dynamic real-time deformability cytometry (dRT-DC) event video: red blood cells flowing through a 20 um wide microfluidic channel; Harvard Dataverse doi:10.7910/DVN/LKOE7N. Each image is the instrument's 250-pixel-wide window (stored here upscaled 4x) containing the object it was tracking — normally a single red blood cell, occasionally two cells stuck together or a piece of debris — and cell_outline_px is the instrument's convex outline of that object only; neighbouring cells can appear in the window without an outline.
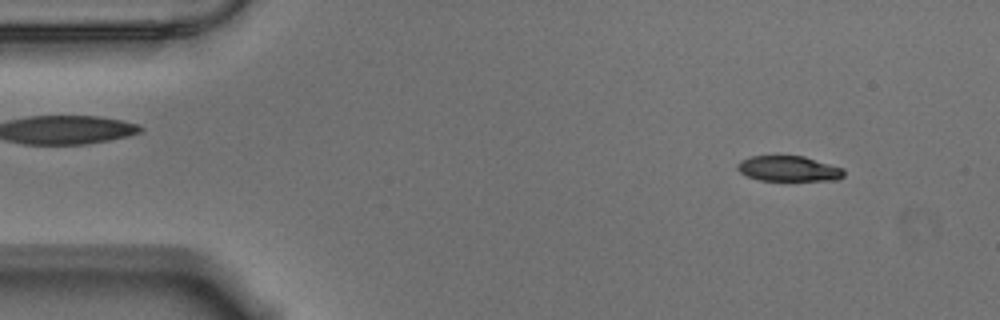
{"species": "Egyptian fruit bat (a non-hibernating species)", "species_latin": "Rousettus aegyptiacus", "temperature_condition": "warm", "stored_images_in_passage": 52, "camera_frame_rate_fps": 3000, "um_per_image_px": 0.085, "animal": {"sex": "male"}, "frame": {"image": 1, "passage_image": 1, "time_ms": 0.0, "image_size_px": [1000, 320], "cell_outline_px": [[844, 176], [836, 180], [760, 180], [748, 176], [740, 172], [736, 168], [736, 164], [740, 160], [752, 156], [804, 156], [844, 168]], "centroid_in_image_um": [67.03, 14.33], "position_along_channel_um": 18.0, "area_um2": 15.72}}
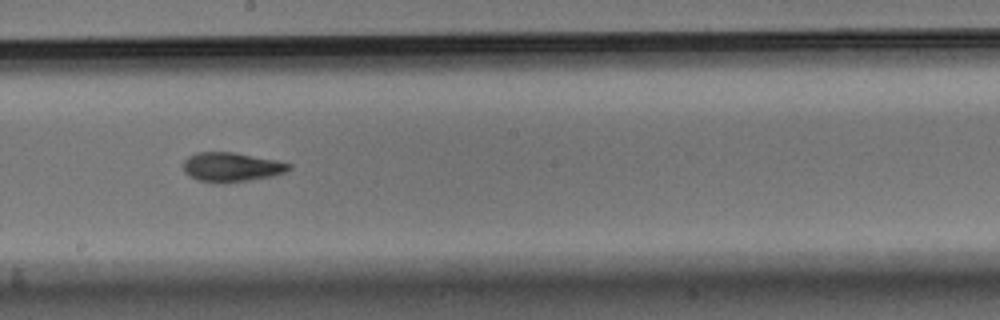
{"frame": {"image": 2, "passage_image": 26, "time_ms": 8.333, "image_size_px": [1000, 320], "cell_outline_px": [[292, 168], [284, 172], [272, 176], [224, 184], [216, 184], [196, 180], [188, 176], [184, 172], [184, 160], [188, 156], [196, 152], [232, 152], [276, 160], [292, 164]], "centroid_in_image_um": [19.63, 14.22], "position_along_channel_um": 228.6, "area_um2": 18.26}}
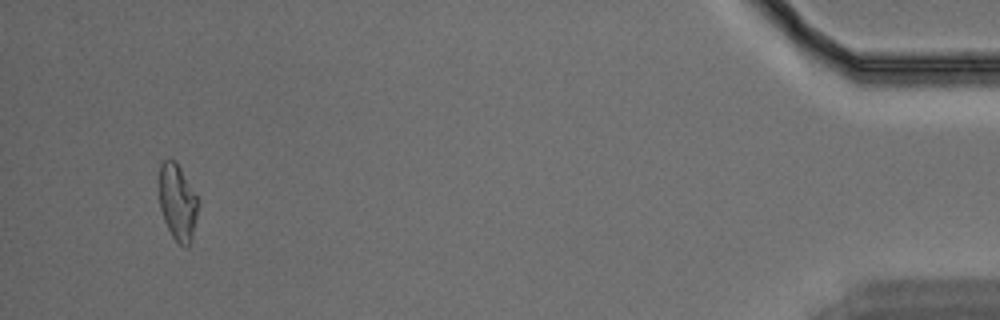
{"frame": {"image": 3, "passage_image": 49, "time_ms": 16.0, "image_size_px": [1000, 320], "cell_outline_px": [[196, 216], [192, 240], [188, 248], [184, 248], [172, 236], [164, 220], [160, 208], [160, 164], [164, 160], [176, 160], [196, 196]], "centroid_in_image_um": [15.08, 17.22], "position_along_channel_um": 420.1, "area_um2": 16.88}, "authors_computed_cell_mechanics": {"area_um2": 17.8891, "velocity_mm_per_s": 3.5418, "shape_relaxation_time_tau1_ms": 4.8424, "shape_relaxation_time_tau2_ms": 2.8656, "deformation_change_tau1": 0.1734, "deformation_change_tau2": 0.0951}}